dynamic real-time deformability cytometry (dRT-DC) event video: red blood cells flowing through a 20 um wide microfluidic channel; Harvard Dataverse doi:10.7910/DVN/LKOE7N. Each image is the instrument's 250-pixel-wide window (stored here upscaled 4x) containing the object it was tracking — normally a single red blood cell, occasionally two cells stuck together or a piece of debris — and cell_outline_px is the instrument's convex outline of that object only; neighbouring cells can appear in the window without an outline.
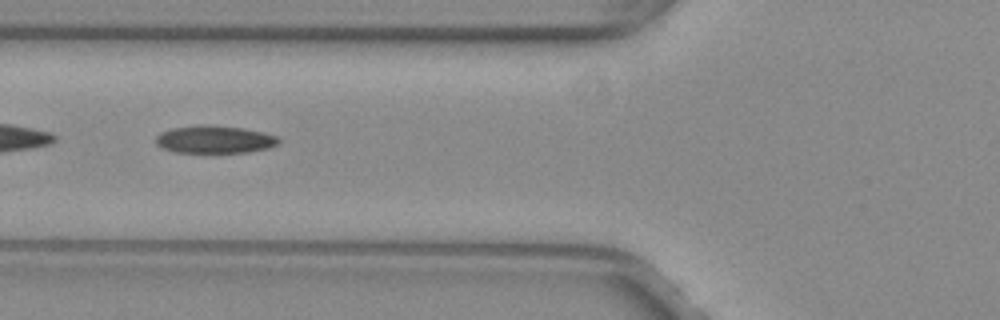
{"species": "common noctule bat (a hibernating species)", "species_latin": "Nyctalus noctula", "temperature_condition": "warm", "stored_images_in_passage": 51, "segment_of_instrument_passage": [2, 2], "camera_frame_rate_fps": 3000, "um_per_image_px": 0.085, "animal": {"sex": "female", "body_mass_g": 29.2, "forearm_length_mm": 56.3}, "frame": {"image": 1, "passage_image": 20, "time_ms": 6.333, "image_size_px": [1000, 320], "cell_outline_px": [[280, 144], [268, 148], [248, 152], [176, 152], [164, 148], [156, 144], [156, 136], [160, 132], [172, 128], [244, 128], [264, 132], [276, 136], [280, 140]], "centroid_in_image_um": [18.31, 11.9], "position_along_channel_um": 107.5, "area_um2": 18.73}}
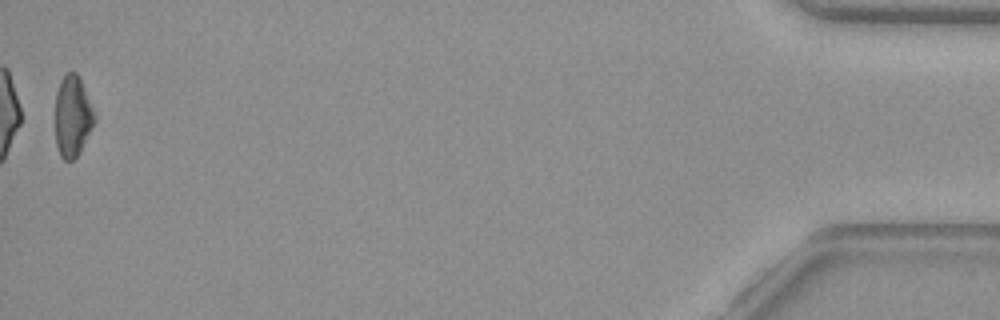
{"frame": {"image": 2, "passage_image": 51, "time_ms": 16.667, "image_size_px": [1000, 320], "cell_outline_px": [[96, 120], [80, 152], [72, 160], [64, 160], [60, 156], [56, 144], [56, 92], [60, 80], [68, 72], [76, 72], [80, 80], [96, 116]], "centroid_in_image_um": [6.16, 9.9], "position_along_channel_um": 429.0, "area_um2": 18.32}}